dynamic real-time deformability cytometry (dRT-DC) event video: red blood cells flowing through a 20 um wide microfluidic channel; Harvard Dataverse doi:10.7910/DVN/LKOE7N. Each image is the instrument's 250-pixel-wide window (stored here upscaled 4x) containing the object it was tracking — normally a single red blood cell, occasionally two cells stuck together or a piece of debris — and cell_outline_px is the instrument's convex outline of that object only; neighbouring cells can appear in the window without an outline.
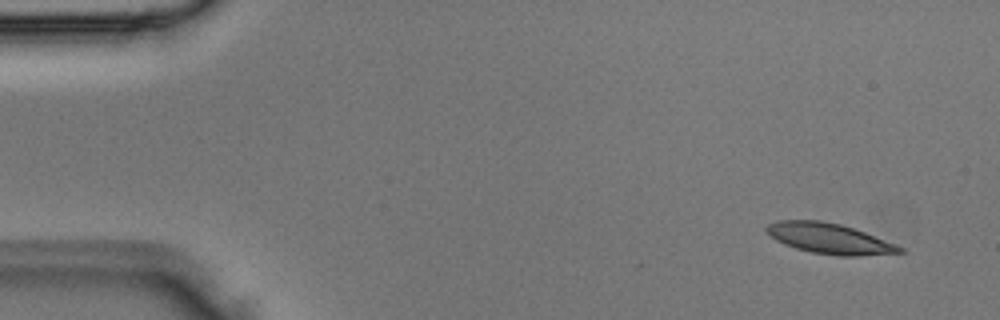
{"species": "Egyptian fruit bat (a non-hibernating species)", "species_latin": "Rousettus aegyptiacus", "temperature_condition": "room temperature", "stored_images_in_passage": 3, "camera_frame_rate_fps": 3000, "um_per_image_px": 0.085, "animal": {"sex": "male"}, "frame": {"image": 1, "passage_image": 1, "time_ms": 0.0, "image_size_px": [1000, 320], "cell_outline_px": [[904, 252], [860, 256], [840, 256], [812, 252], [796, 248], [784, 244], [776, 240], [764, 232], [764, 228], [768, 224], [776, 220], [820, 220], [840, 224], [864, 232], [896, 244], [904, 248]], "centroid_in_image_um": [70.45, 20.27], "position_along_channel_um": 14.5, "area_um2": 23.64}}
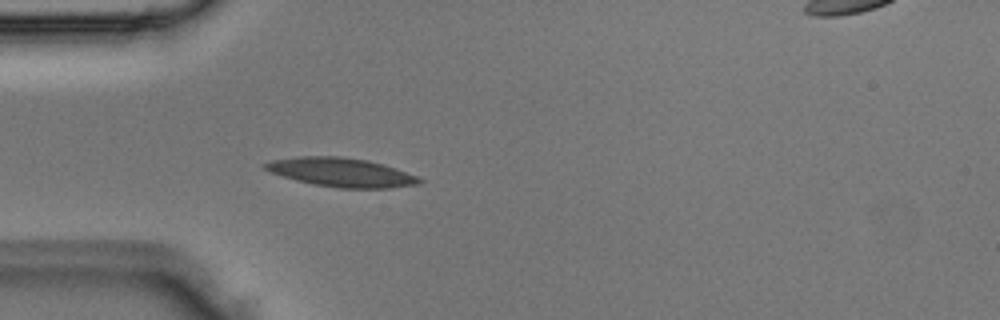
{"frame": {"image": 2, "passage_image": 3, "time_ms": 0.667, "image_size_px": [1000, 320], "cell_outline_px": [[424, 180], [420, 184], [388, 188], [340, 188], [312, 184], [296, 180], [272, 172], [264, 168], [260, 164], [272, 160], [300, 156], [340, 156], [368, 160], [384, 164], [416, 176]], "centroid_in_image_um": [29.01, 14.64], "position_along_channel_um": 56.0, "area_um2": 25.89}}